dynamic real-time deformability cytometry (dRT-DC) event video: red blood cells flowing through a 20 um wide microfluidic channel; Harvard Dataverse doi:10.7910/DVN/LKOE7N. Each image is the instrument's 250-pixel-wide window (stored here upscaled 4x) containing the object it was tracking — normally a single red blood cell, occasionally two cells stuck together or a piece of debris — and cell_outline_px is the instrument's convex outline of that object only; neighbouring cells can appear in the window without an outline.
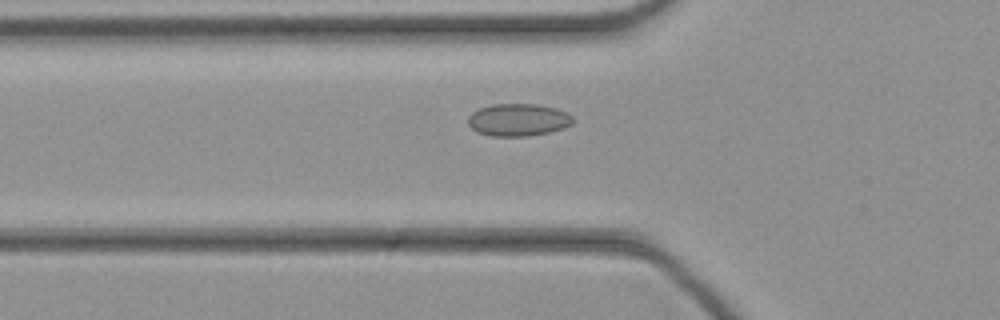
{"species": "common noctule bat (a hibernating species)", "species_latin": "Nyctalus noctula", "temperature_condition": "cold", "stored_images_in_passage": 32, "camera_frame_rate_fps": 3000, "um_per_image_px": 0.085, "animal": {"sex": "female", "body_mass_g": 21.9}, "frame": {"image": 1, "passage_image": 2, "time_ms": 0.333, "image_size_px": [1000, 320], "cell_outline_px": [[576, 120], [572, 124], [564, 128], [548, 132], [528, 136], [488, 136], [476, 132], [468, 124], [468, 116], [472, 112], [480, 108], [492, 104], [536, 104], [556, 108], [568, 112]], "centroid_in_image_um": [44.06, 10.19], "position_along_channel_um": 81.7, "area_um2": 20.06}}
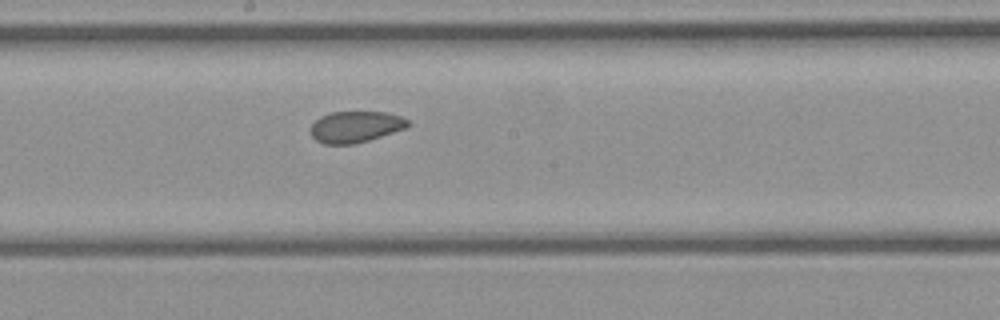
{"frame": {"image": 2, "passage_image": 11, "time_ms": 3.333, "image_size_px": [1000, 320], "cell_outline_px": [[412, 124], [408, 128], [356, 144], [324, 144], [316, 140], [308, 132], [312, 124], [320, 116], [332, 112], [388, 112], [400, 116], [408, 120]], "centroid_in_image_um": [30.24, 10.78], "position_along_channel_um": 218.0, "area_um2": 18.03}}
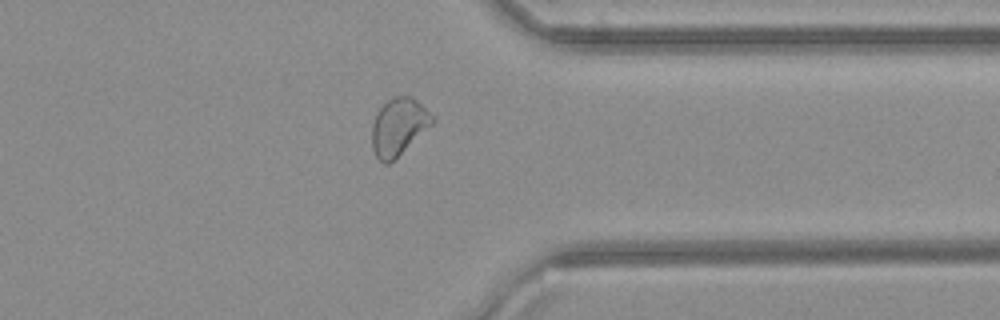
{"frame": {"image": 3, "passage_image": 22, "time_ms": 7.0, "image_size_px": [1000, 320], "cell_outline_px": [[436, 120], [432, 124], [388, 164], [384, 164], [376, 156], [372, 148], [372, 124], [380, 108], [388, 100], [396, 96], [412, 96], [436, 116]], "centroid_in_image_um": [33.9, 10.74], "position_along_channel_um": 377.5, "area_um2": 19.83}}